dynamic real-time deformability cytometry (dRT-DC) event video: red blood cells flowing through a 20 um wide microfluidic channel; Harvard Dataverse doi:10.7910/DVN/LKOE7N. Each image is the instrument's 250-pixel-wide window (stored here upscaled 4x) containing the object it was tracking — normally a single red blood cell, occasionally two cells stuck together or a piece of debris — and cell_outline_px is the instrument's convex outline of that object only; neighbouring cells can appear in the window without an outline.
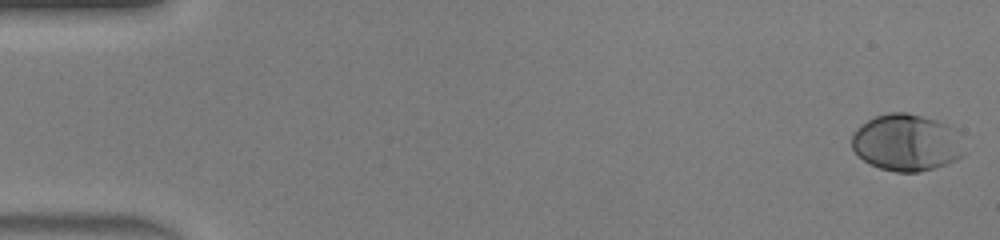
{"species": "human", "species_latin": "Homo sapiens", "temperature_condition": "warm", "stored_images_in_passage": 47, "camera_frame_rate_fps": 3000, "um_per_image_px": 0.085, "donor": {"sex": "male"}, "frame": {"image": 1, "passage_image": 1, "time_ms": 0.0, "image_size_px": [1000, 240], "cell_outline_px": [[960, 156], [956, 160], [932, 168], [916, 172], [896, 172], [880, 168], [864, 160], [852, 148], [852, 136], [856, 128], [868, 120], [876, 116], [888, 112], [904, 112], [936, 120], [944, 124], [948, 128]], "centroid_in_image_um": [76.88, 12.12], "position_along_channel_um": 8.1, "area_um2": 35.43}}
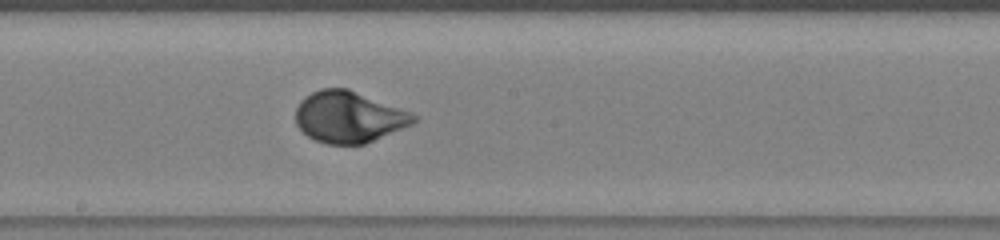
{"frame": {"image": 2, "passage_image": 26, "time_ms": 8.333, "image_size_px": [1000, 240], "cell_outline_px": [[420, 116], [412, 124], [364, 144], [328, 144], [316, 140], [308, 136], [296, 124], [296, 108], [300, 100], [304, 96], [320, 88], [348, 88]], "centroid_in_image_um": [29.63, 9.93], "position_along_channel_um": 218.6, "area_um2": 35.08}}
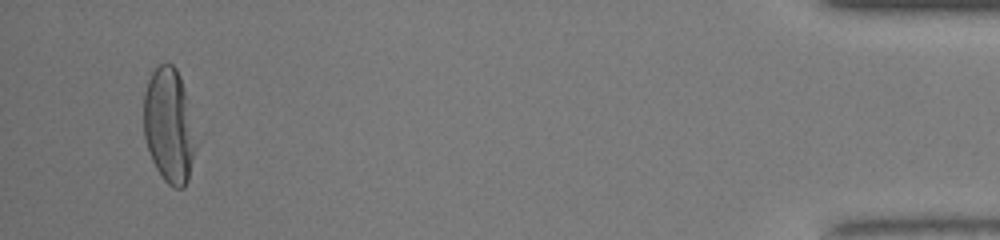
{"frame": {"image": 3, "passage_image": 45, "time_ms": 14.667, "image_size_px": [1000, 240], "cell_outline_px": [[200, 140], [188, 180], [184, 188], [176, 188], [168, 184], [164, 180], [156, 168], [152, 160], [144, 136], [144, 92], [148, 80], [152, 72], [160, 64], [172, 64], [176, 68], [180, 76], [184, 88]], "centroid_in_image_um": [14.43, 10.71], "position_along_channel_um": 420.8, "area_um2": 35.72}, "authors_computed_cell_mechanics": {"area_um2": 34.7956, "velocity_mm_per_s": 4.4193, "shape_relaxation_time_tau1_ms": 2.2503, "shape_relaxation_time_tau2_ms": null, "deformation_change_tau1": 0.16, "deformation_change_tau2": null}}